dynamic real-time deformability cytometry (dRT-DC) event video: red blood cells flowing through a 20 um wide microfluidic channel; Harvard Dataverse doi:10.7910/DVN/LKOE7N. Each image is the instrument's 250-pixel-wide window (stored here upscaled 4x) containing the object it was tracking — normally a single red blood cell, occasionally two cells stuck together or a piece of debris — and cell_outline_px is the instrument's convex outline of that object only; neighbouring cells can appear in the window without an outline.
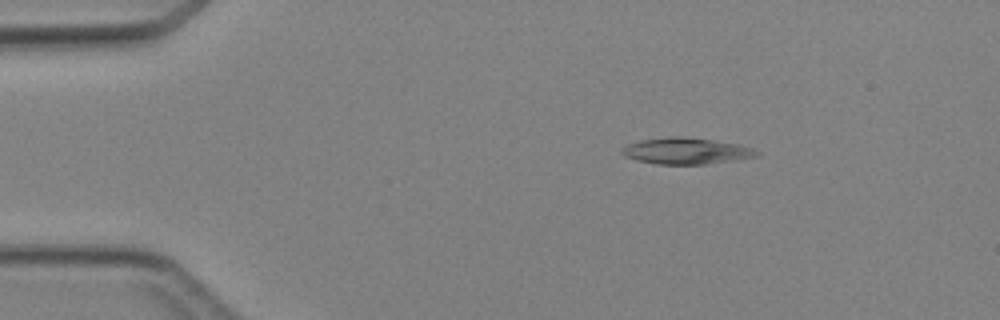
{"species": "Egyptian fruit bat (a non-hibernating species)", "species_latin": "Rousettus aegyptiacus", "temperature_condition": "cold", "stored_images_in_passage": 5, "camera_frame_rate_fps": 3000, "um_per_image_px": 0.085, "animal": {"sex": "female"}, "frame": {"image": 1, "passage_image": 2, "time_ms": 1.333, "image_size_px": [1000, 320], "cell_outline_px": [[760, 156], [704, 164], [656, 164], [636, 160], [624, 156], [620, 152], [620, 148], [628, 144], [640, 140], [668, 136], [680, 136], [712, 140], [740, 144], [752, 148], [760, 152]], "centroid_in_image_um": [58.29, 12.82], "position_along_channel_um": 26.7, "area_um2": 20.75}}
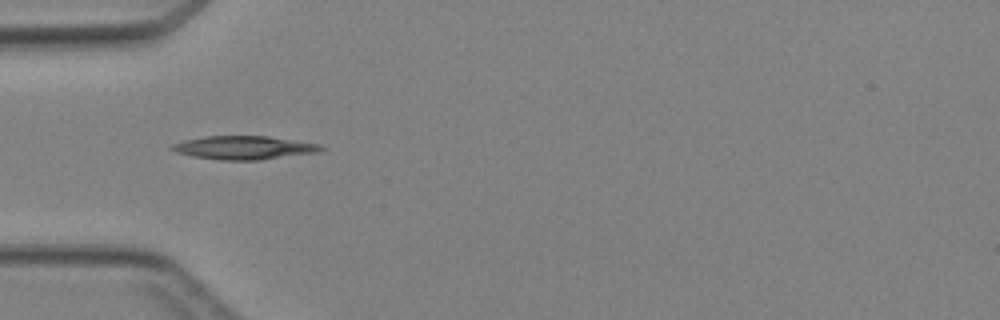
{"frame": {"image": 2, "passage_image": 4, "time_ms": 3.667, "image_size_px": [1000, 320], "cell_outline_px": [[324, 148], [320, 152], [260, 160], [220, 160], [192, 156], [176, 152], [168, 148], [172, 144], [184, 140], [204, 136], [268, 136], [320, 144]], "centroid_in_image_um": [20.73, 12.55], "position_along_channel_um": 64.3, "area_um2": 20.46}}
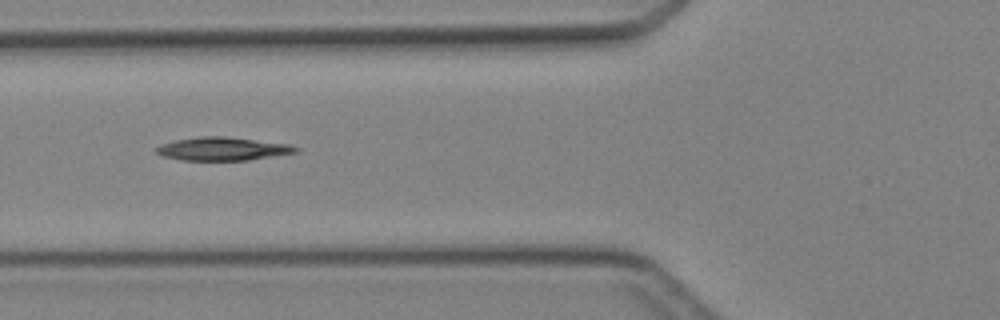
{"frame": {"image": 3, "passage_image": 5, "time_ms": 4.667, "image_size_px": [1000, 320], "cell_outline_px": [[300, 148], [296, 152], [248, 160], [180, 160], [160, 156], [156, 152], [156, 148], [164, 144], [176, 140], [200, 136], [224, 136], [288, 144]], "centroid_in_image_um": [18.9, 12.65], "position_along_channel_um": 106.9, "area_um2": 18.67}}